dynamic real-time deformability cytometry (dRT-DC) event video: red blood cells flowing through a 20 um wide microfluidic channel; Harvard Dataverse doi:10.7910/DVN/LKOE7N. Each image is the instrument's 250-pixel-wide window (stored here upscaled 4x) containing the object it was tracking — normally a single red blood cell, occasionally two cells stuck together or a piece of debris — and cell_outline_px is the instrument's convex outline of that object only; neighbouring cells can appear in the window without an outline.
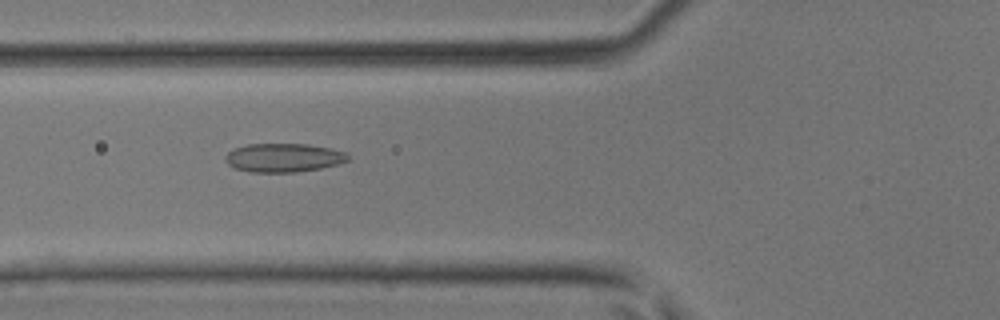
{"species": "common noctule bat (a hibernating species)", "species_latin": "Nyctalus noctula", "temperature_condition": "room temperature", "stored_images_in_passage": 46, "camera_frame_rate_fps": 3000, "um_per_image_px": 0.085, "animal": {"sex": "male", "body_mass_g": 17.9, "forearm_length_mm": 54.2}, "frame": {"image": 1, "passage_image": 18, "time_ms": 5.667, "image_size_px": [1000, 320], "cell_outline_px": [[348, 160], [336, 164], [320, 168], [296, 172], [248, 172], [236, 168], [228, 164], [224, 160], [224, 156], [232, 148], [248, 144], [308, 144], [328, 148], [344, 152], [348, 156]], "centroid_in_image_um": [24.03, 13.4], "position_along_channel_um": 101.8, "area_um2": 20.4}}
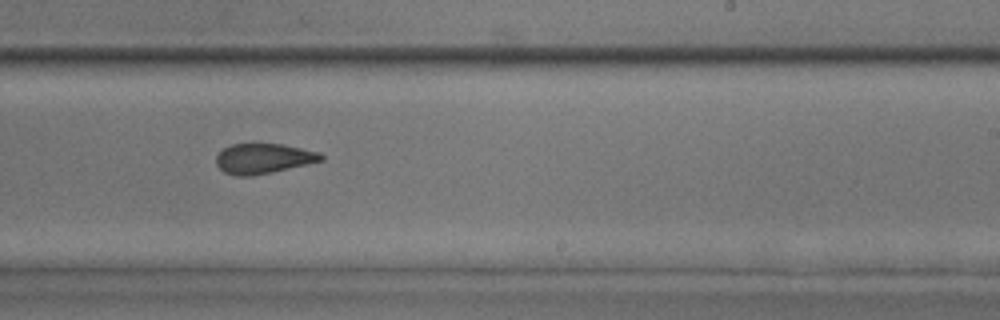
{"frame": {"image": 2, "passage_image": 29, "time_ms": 9.333, "image_size_px": [1000, 320], "cell_outline_px": [[324, 160], [272, 172], [252, 176], [236, 176], [224, 172], [216, 164], [216, 156], [224, 148], [232, 144], [280, 144], [320, 152], [324, 156]], "centroid_in_image_um": [22.38, 13.48], "position_along_channel_um": 266.6, "area_um2": 18.26}}
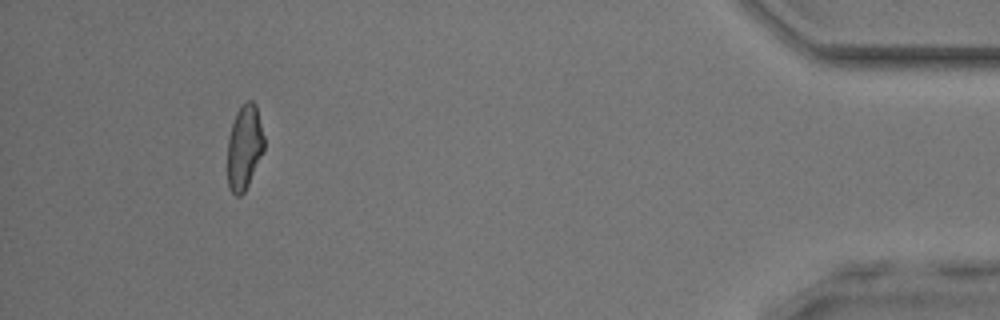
{"frame": {"image": 3, "passage_image": 43, "time_ms": 14.0, "image_size_px": [1000, 320], "cell_outline_px": [[264, 148], [248, 184], [244, 192], [240, 196], [236, 196], [228, 188], [228, 140], [232, 124], [236, 112], [248, 100], [252, 100], [256, 104], [264, 136]], "centroid_in_image_um": [20.77, 12.51], "position_along_channel_um": 414.4, "area_um2": 17.8}}